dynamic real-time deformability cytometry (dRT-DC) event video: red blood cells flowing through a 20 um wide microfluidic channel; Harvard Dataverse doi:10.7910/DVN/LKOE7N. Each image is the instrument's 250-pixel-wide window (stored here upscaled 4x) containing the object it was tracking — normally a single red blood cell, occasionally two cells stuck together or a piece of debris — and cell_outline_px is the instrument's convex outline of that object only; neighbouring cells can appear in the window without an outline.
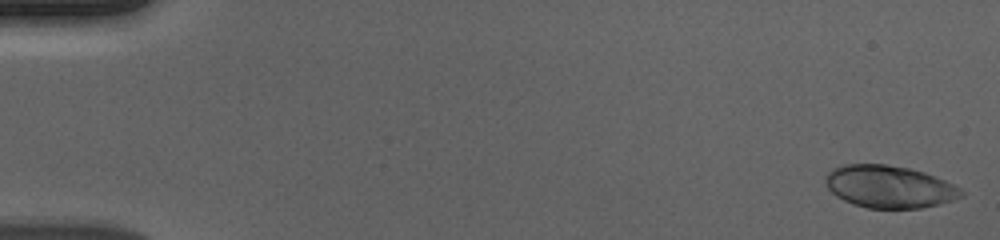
{"species": "human", "species_latin": "Homo sapiens", "temperature_condition": "cold", "stored_images_in_passage": 57, "camera_frame_rate_fps": 3000, "um_per_image_px": 0.085, "donor": {"sex": "male"}, "frame": {"image": 1, "passage_image": 2, "time_ms": 0.333, "image_size_px": [1000, 240], "cell_outline_px": [[964, 196], [940, 204], [920, 208], [868, 208], [852, 204], [836, 196], [824, 184], [824, 176], [832, 168], [844, 164], [884, 164], [908, 168], [924, 172], [944, 180], [960, 188], [964, 192]], "centroid_in_image_um": [75.55, 15.87], "position_along_channel_um": 9.4, "area_um2": 33.64}}
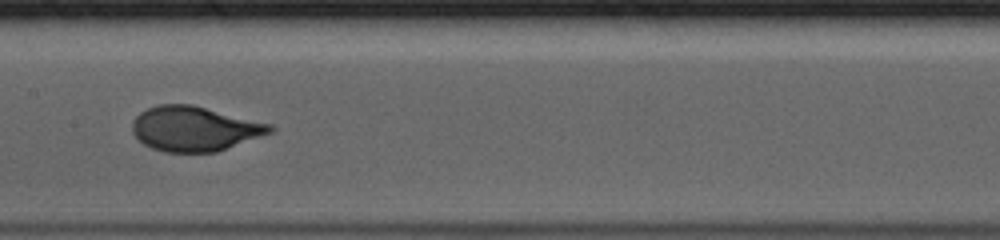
{"frame": {"image": 2, "passage_image": 30, "time_ms": 9.667, "image_size_px": [1000, 240], "cell_outline_px": [[276, 128], [272, 132], [216, 152], [164, 152], [152, 148], [144, 144], [132, 132], [132, 120], [140, 112], [148, 108], [160, 104], [192, 104], [272, 124]], "centroid_in_image_um": [16.53, 10.93], "position_along_channel_um": 190.9, "area_um2": 35.89}}
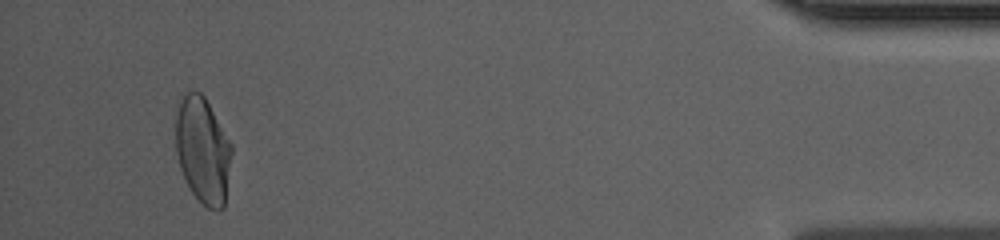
{"frame": {"image": 3, "passage_image": 54, "time_ms": 17.667, "image_size_px": [1000, 240], "cell_outline_px": [[232, 152], [224, 208], [208, 208], [192, 192], [180, 168], [176, 152], [176, 116], [180, 100], [188, 92], [200, 92], [204, 96], [232, 144]], "centroid_in_image_um": [17.25, 12.76], "position_along_channel_um": 418.0, "area_um2": 34.16}, "authors_computed_cell_mechanics": {"area_um2": 34.7378, "velocity_mm_per_s": 3.6684, "shape_relaxation_time_tau1_ms": 3.3661, "shape_relaxation_time_tau2_ms": null, "deformation_change_tau1": 0.1888, "deformation_change_tau2": null}}